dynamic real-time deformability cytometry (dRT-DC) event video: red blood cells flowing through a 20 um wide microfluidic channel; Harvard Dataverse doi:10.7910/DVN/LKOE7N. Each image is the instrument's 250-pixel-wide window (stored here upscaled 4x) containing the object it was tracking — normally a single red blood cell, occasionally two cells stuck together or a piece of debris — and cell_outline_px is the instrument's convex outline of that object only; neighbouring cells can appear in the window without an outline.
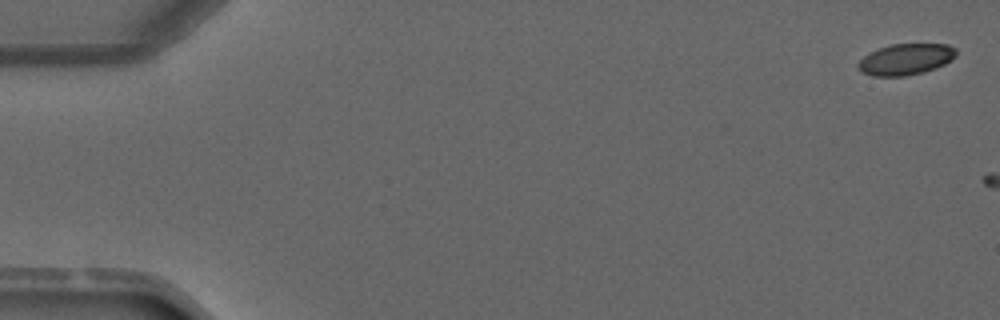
{"species": "common noctule bat (a hibernating species)", "species_latin": "Nyctalus noctula", "temperature_condition": "warm", "stored_images_in_passage": 6, "camera_frame_rate_fps": 3000, "um_per_image_px": 0.085, "animal": {"sex": "male", "forearm_length_mm": 52.5}, "frame": {"image": 1, "passage_image": 1, "time_ms": 0.0, "image_size_px": [1000, 320], "cell_outline_px": [[956, 56], [944, 64], [924, 72], [904, 76], [872, 76], [864, 72], [856, 64], [868, 52], [892, 44], [948, 44], [956, 48]], "centroid_in_image_um": [76.99, 5.03], "position_along_channel_um": 8.0, "area_um2": 17.69}}
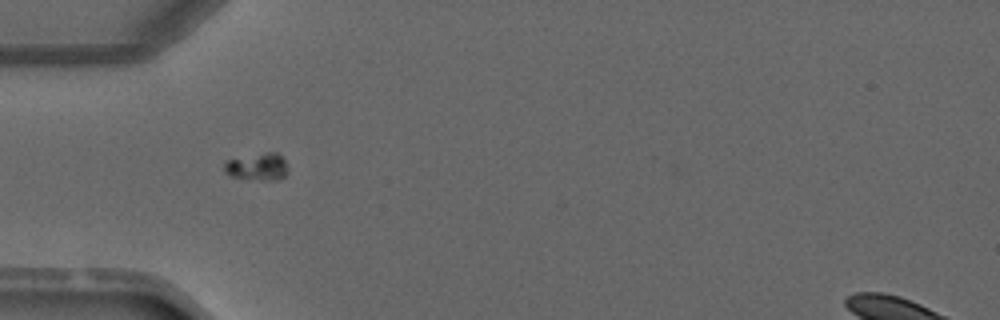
{"frame": {"image": 2, "passage_image": 5, "time_ms": 5.667, "image_size_px": [1000, 320], "cell_outline_px": [[288, 172], [280, 180], [260, 180], [228, 176], [224, 172], [224, 160], [268, 152], [276, 152], [284, 160], [288, 168]], "centroid_in_image_um": [21.86, 14.19], "position_along_channel_um": 63.1, "area_um2": 10.23}}